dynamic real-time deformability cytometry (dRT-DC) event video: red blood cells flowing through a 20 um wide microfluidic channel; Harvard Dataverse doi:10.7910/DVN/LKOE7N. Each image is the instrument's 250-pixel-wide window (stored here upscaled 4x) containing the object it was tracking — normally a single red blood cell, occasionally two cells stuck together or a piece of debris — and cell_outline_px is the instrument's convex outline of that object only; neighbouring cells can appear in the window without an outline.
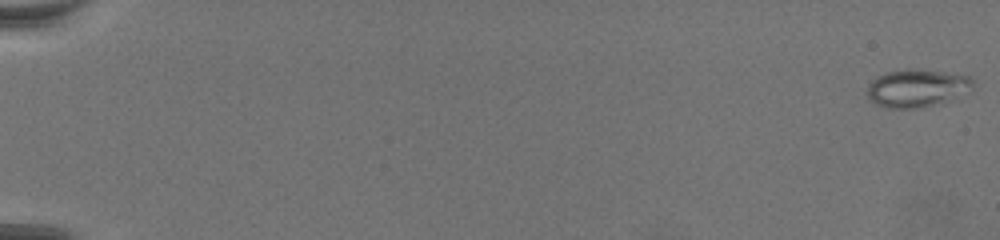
{"species": "common noctule bat (a hibernating species)", "species_latin": "Nyctalus noctula", "temperature_condition": "warm", "stored_images_in_passage": 72, "camera_frame_rate_fps": 3000, "um_per_image_px": 0.085, "animal": {"sex": "female", "body_mass_g": 19.5, "forearm_length_mm": 54.1}, "frame": {"image": 1, "passage_image": 1, "time_ms": 0.0, "image_size_px": [1000, 240], "cell_outline_px": [[972, 84], [944, 100], [916, 108], [884, 108], [876, 104], [868, 96], [868, 84], [876, 76], [888, 72], [912, 68], [920, 68], [972, 76]], "centroid_in_image_um": [77.8, 7.44], "position_along_channel_um": 7.2, "area_um2": 22.37}}
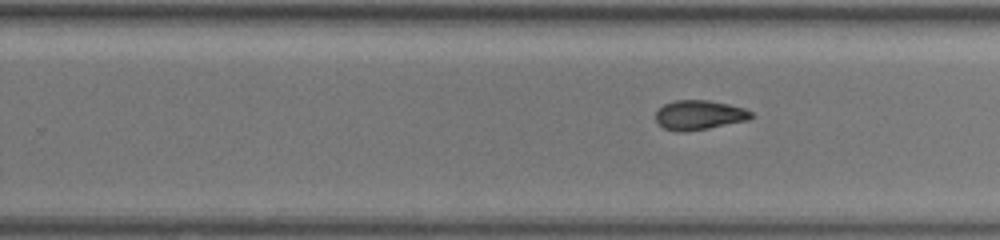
{"frame": {"image": 2, "passage_image": 48, "time_ms": 15.667, "image_size_px": [1000, 240], "cell_outline_px": [[756, 116], [748, 120], [708, 128], [680, 132], [676, 132], [664, 128], [656, 120], [656, 112], [664, 104], [676, 100], [708, 100], [728, 104], [744, 108], [752, 112]], "centroid_in_image_um": [59.46, 9.77], "position_along_channel_um": 270.3, "area_um2": 16.36}}
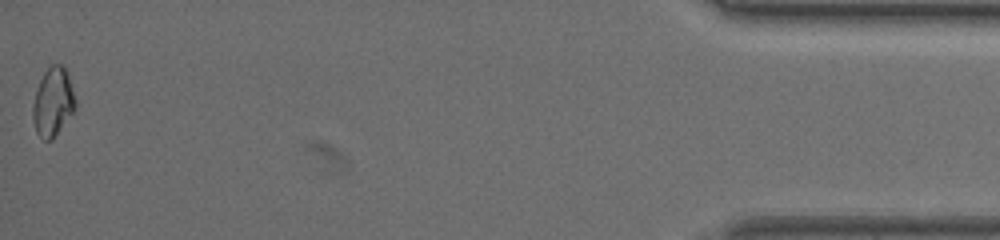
{"frame": {"image": 3, "passage_image": 72, "time_ms": 23.667, "image_size_px": [1000, 240], "cell_outline_px": [[76, 108], [52, 140], [44, 140], [36, 132], [32, 120], [32, 104], [40, 80], [44, 72], [52, 64], [64, 64], [68, 72], [76, 100]], "centroid_in_image_um": [4.51, 8.65], "position_along_channel_um": 430.7, "area_um2": 17.17}}